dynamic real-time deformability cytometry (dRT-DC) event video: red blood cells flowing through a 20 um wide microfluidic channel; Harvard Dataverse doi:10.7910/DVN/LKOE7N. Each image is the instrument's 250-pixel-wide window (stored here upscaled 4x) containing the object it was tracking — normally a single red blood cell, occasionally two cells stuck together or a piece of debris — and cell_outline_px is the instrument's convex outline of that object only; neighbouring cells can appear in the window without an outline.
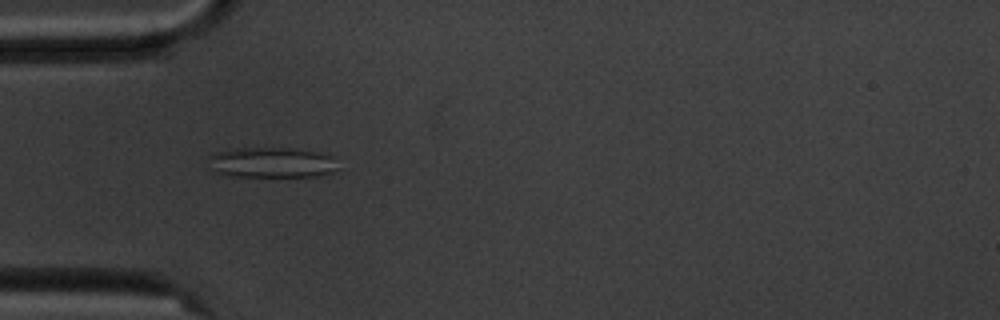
{"species": "common noctule bat (a hibernating species)", "species_latin": "Nyctalus noctula", "temperature_condition": "cold", "stored_images_in_passage": 6, "camera_frame_rate_fps": 3000, "um_per_image_px": 0.085, "animal": {"sex": "male", "body_mass_g": 20.1, "forearm_length_mm": 53.5}, "frame": {"image": 1, "passage_image": 5, "time_ms": 4.667, "image_size_px": [1000, 320], "cell_outline_px": [[340, 168], [332, 172], [320, 176], [232, 176], [216, 172], [208, 168], [208, 156], [212, 152], [236, 148], [292, 148], [316, 152], [332, 156]], "centroid_in_image_um": [23.05, 13.81], "position_along_channel_um": 61.9, "area_um2": 23.24}}
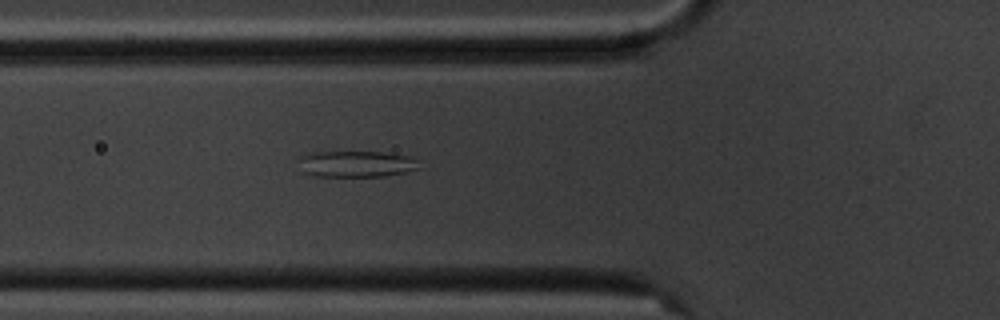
{"frame": {"image": 2, "passage_image": 6, "time_ms": 5.667, "image_size_px": [1000, 320], "cell_outline_px": [[420, 168], [408, 172], [384, 176], [316, 176], [300, 172], [296, 156], [316, 152], [380, 152], [408, 156], [416, 160]], "centroid_in_image_um": [30.2, 13.94], "position_along_channel_um": 95.6, "area_um2": 18.67}}